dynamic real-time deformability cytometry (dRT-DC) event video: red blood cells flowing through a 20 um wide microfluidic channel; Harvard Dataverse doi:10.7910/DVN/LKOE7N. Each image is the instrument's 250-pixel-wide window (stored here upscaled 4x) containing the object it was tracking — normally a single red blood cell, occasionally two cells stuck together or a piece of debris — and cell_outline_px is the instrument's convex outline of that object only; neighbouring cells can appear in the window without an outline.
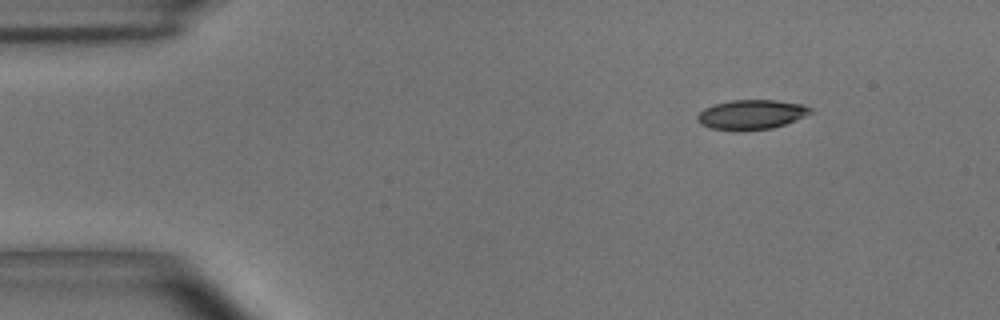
{"species": "common noctule bat (a hibernating species)", "species_latin": "Nyctalus noctula", "temperature_condition": "room temperature", "stored_images_in_passage": 48, "camera_frame_rate_fps": 3000, "um_per_image_px": 0.085, "animal": {"sex": "male", "body_mass_g": 15.6}, "frame": {"image": 1, "passage_image": 1, "time_ms": 0.0, "image_size_px": [1000, 320], "cell_outline_px": [[812, 112], [796, 120], [772, 128], [736, 132], [732, 132], [712, 128], [700, 124], [696, 120], [696, 116], [704, 108], [716, 104], [732, 100], [776, 100], [800, 104], [812, 108]], "centroid_in_image_um": [63.82, 9.76], "position_along_channel_um": 21.2, "area_um2": 19.65}}
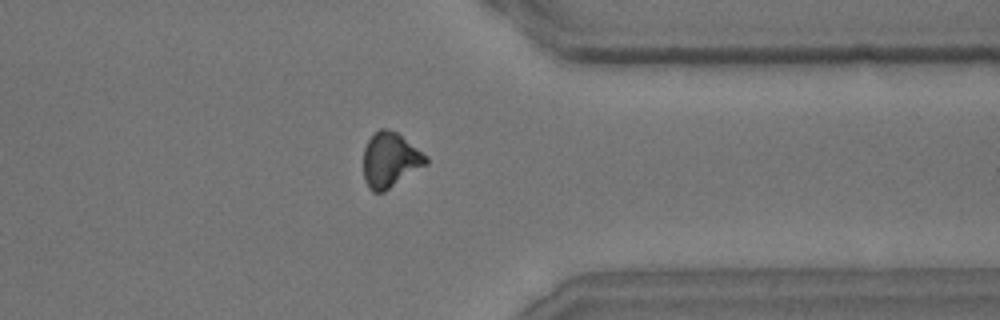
{"frame": {"image": 2, "passage_image": 37, "time_ms": 12.0, "image_size_px": [1000, 320], "cell_outline_px": [[428, 164], [384, 192], [372, 192], [368, 188], [364, 180], [364, 148], [368, 140], [380, 128], [388, 128], [396, 132], [428, 156]], "centroid_in_image_um": [33.17, 13.61], "position_along_channel_um": 378.2, "area_um2": 20.06}}
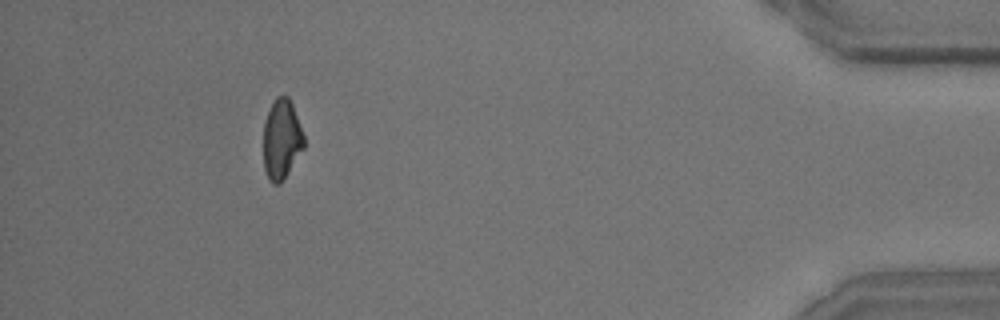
{"frame": {"image": 3, "passage_image": 44, "time_ms": 14.333, "image_size_px": [1000, 320], "cell_outline_px": [[304, 148], [280, 184], [272, 184], [268, 180], [264, 168], [264, 120], [276, 96], [288, 96], [292, 104], [304, 136]], "centroid_in_image_um": [23.93, 11.86], "position_along_channel_um": 411.3, "area_um2": 18.73}, "authors_computed_cell_mechanics": {"area_um2": 20.0855, "velocity_mm_per_s": 3.6699, "shape_relaxation_time_tau1_ms": 3.1866, "shape_relaxation_time_tau2_ms": 5.1446, "deformation_change_tau1": 0.1362, "deformation_change_tau2": 0.1367}}